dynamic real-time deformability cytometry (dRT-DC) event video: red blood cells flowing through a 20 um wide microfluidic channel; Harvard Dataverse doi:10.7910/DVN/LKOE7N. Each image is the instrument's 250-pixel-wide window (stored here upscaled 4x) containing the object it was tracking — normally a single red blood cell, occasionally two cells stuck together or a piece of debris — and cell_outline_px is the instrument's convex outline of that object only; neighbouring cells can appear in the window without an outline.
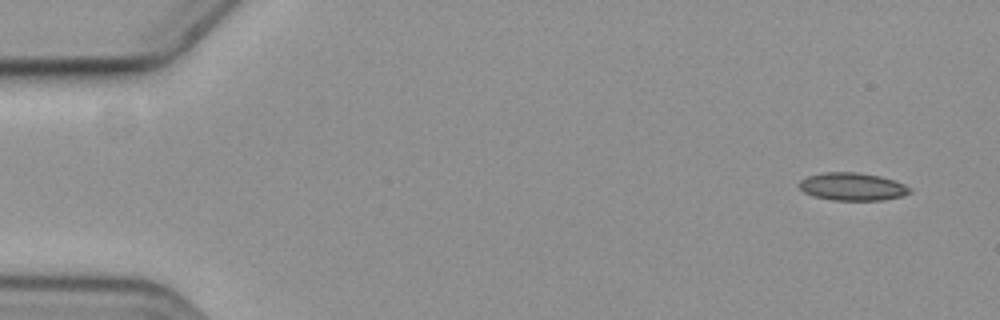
{"species": "common noctule bat (a hibernating species)", "species_latin": "Nyctalus noctula", "temperature_condition": "cold", "stored_images_in_passage": 5, "camera_frame_rate_fps": 3000, "um_per_image_px": 0.085, "animal": {"sex": "female", "body_mass_g": 19.3, "forearm_length_mm": 54.1}, "frame": {"image": 1, "passage_image": 1, "time_ms": 0.0, "image_size_px": [1000, 320], "cell_outline_px": [[912, 192], [904, 196], [884, 200], [832, 200], [812, 196], [804, 192], [800, 188], [800, 180], [808, 176], [824, 172], [856, 172], [880, 176], [904, 184], [912, 188]], "centroid_in_image_um": [72.48, 15.87], "position_along_channel_um": 12.5, "area_um2": 17.98}}